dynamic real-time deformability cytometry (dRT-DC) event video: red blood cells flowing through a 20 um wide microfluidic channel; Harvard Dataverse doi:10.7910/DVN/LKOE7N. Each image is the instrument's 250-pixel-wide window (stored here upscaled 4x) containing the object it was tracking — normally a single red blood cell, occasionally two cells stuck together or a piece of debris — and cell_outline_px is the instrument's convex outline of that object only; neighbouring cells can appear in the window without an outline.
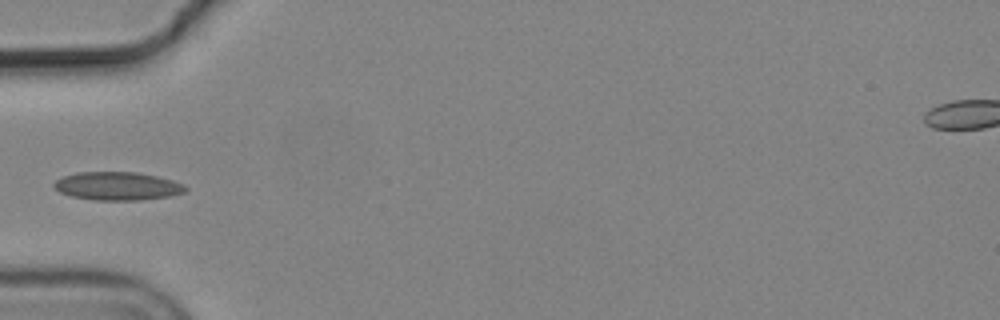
{"species": "common noctule bat (a hibernating species)", "species_latin": "Nyctalus noctula", "temperature_condition": "cold", "stored_images_in_passage": 38, "camera_frame_rate_fps": 3000, "um_per_image_px": 0.085, "animal": {"sex": "male", "body_mass_g": 19.2, "forearm_length_mm": 51.8}, "frame": {"image": 1, "passage_image": 1, "time_ms": 0.0, "image_size_px": [1000, 320], "cell_outline_px": [[188, 188], [184, 192], [172, 196], [140, 200], [92, 200], [72, 196], [60, 192], [52, 184], [56, 180], [64, 176], [76, 172], [136, 172], [156, 176], [172, 180], [184, 184]], "centroid_in_image_um": [10.0, 15.82], "position_along_channel_um": 75.0, "area_um2": 21.68}}
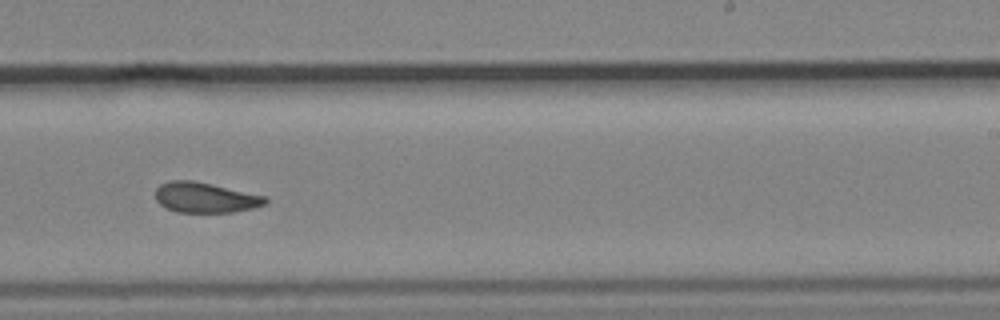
{"frame": {"image": 2, "passage_image": 17, "time_ms": 5.333, "image_size_px": [1000, 320], "cell_outline_px": [[268, 204], [236, 212], [176, 212], [164, 208], [156, 200], [156, 188], [160, 184], [168, 180], [192, 180], [212, 184], [268, 196]], "centroid_in_image_um": [17.46, 16.79], "position_along_channel_um": 271.5, "area_um2": 19.71}}
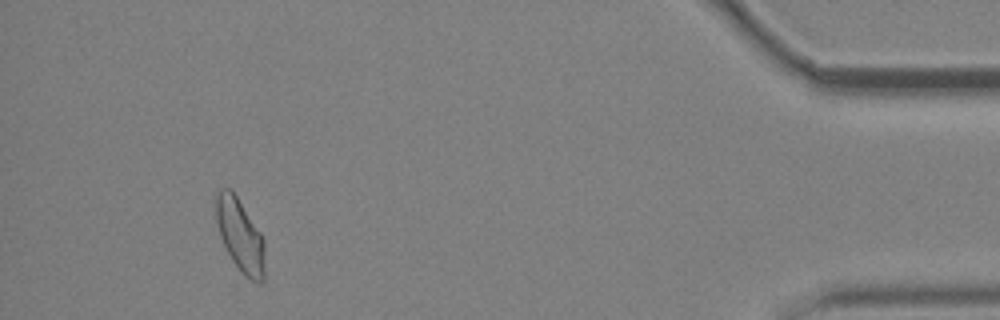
{"frame": {"image": 3, "passage_image": 34, "time_ms": 11.0, "image_size_px": [1000, 320], "cell_outline_px": [[264, 280], [260, 284], [244, 276], [232, 260], [220, 236], [216, 220], [216, 196], [220, 188], [232, 188], [260, 232], [264, 240]], "centroid_in_image_um": [20.42, 20.0], "position_along_channel_um": 414.8, "area_um2": 20.69}}